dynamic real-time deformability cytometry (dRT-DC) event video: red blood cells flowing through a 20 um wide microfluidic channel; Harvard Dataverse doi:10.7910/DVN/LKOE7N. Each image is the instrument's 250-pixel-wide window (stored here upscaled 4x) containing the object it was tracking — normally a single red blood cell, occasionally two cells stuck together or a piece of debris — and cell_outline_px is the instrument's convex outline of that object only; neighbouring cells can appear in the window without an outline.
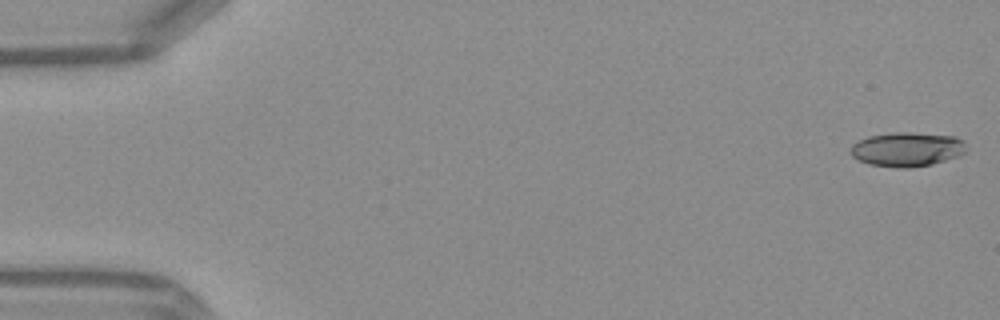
{"species": "Egyptian fruit bat (a non-hibernating species)", "species_latin": "Rousettus aegyptiacus", "temperature_condition": "warm", "stored_images_in_passage": 4, "camera_frame_rate_fps": 3000, "um_per_image_px": 0.085, "frame": {"image": 1, "passage_image": 1, "time_ms": 0.0, "image_size_px": [1000, 320], "cell_outline_px": [[964, 152], [960, 156], [932, 164], [912, 168], [896, 168], [868, 164], [852, 156], [852, 144], [868, 136], [892, 132], [912, 132], [956, 136], [964, 140]], "centroid_in_image_um": [77.12, 12.69], "position_along_channel_um": 7.9, "area_um2": 23.24}}